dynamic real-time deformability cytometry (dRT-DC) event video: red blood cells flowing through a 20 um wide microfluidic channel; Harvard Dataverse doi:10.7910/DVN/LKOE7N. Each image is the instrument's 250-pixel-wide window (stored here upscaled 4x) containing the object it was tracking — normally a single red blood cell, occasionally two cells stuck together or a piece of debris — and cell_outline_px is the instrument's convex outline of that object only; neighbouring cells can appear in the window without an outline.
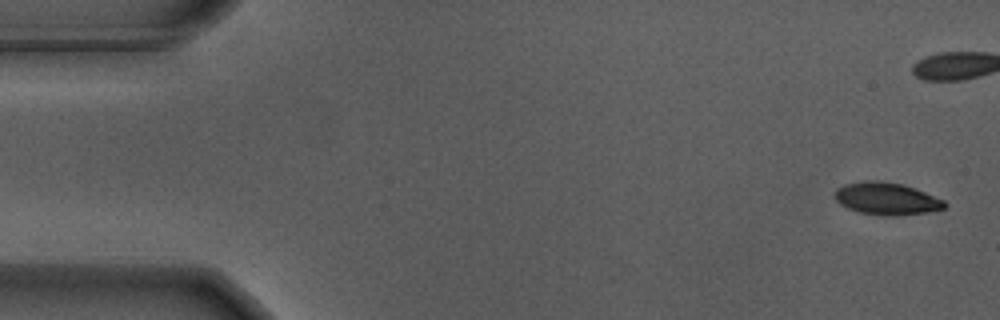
{"species": "Egyptian fruit bat (a non-hibernating species)", "species_latin": "Rousettus aegyptiacus", "temperature_condition": "warm", "stored_images_in_passage": 56, "camera_frame_rate_fps": 3000, "um_per_image_px": 0.085, "animal": {"sex": "male"}, "frame": {"image": 1, "passage_image": 1, "time_ms": 0.0, "image_size_px": [1000, 320], "cell_outline_px": [[948, 204], [944, 208], [928, 212], [896, 216], [884, 216], [860, 212], [848, 208], [840, 204], [836, 200], [836, 188], [844, 184], [868, 180], [880, 180], [904, 184], [944, 200]], "centroid_in_image_um": [75.37, 16.88], "position_along_channel_um": 9.6, "area_um2": 20.69}}
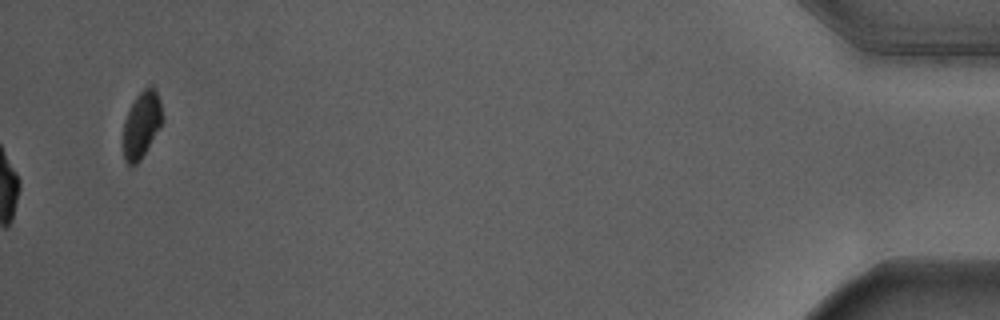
{"frame": {"image": 2, "passage_image": 56, "time_ms": 18.333, "image_size_px": [1000, 320], "cell_outline_px": [[164, 120], [140, 160], [132, 168], [124, 160], [124, 120], [136, 96], [144, 88], [156, 88], [160, 100]], "centroid_in_image_um": [12.05, 10.6], "position_along_channel_um": 423.2, "area_um2": 15.03}, "authors_computed_cell_mechanics": {"area_um2": 22.9755, "velocity_mm_per_s": 3.6737, "shape_relaxation_time_tau1_ms": 2.6363, "shape_relaxation_time_tau2_ms": null, "deformation_change_tau1": 0.1705, "deformation_change_tau2": null}}